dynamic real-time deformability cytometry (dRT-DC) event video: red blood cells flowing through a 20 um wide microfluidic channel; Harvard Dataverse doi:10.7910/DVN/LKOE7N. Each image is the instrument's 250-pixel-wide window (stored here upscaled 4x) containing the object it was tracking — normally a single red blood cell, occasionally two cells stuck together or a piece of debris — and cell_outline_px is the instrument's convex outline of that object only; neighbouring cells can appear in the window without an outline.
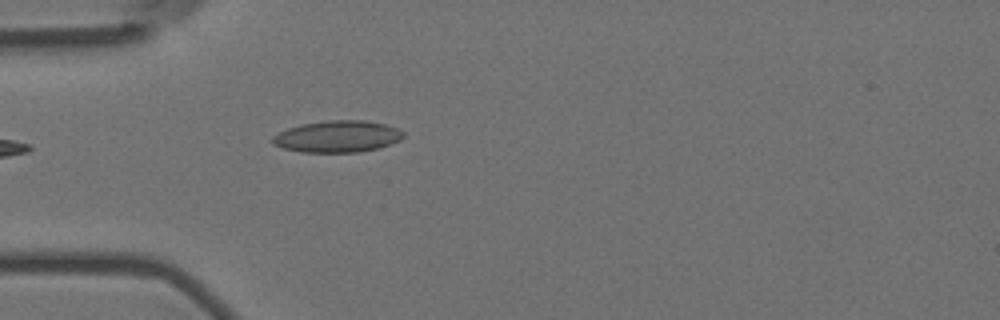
{"species": "Egyptian fruit bat (a non-hibernating species)", "species_latin": "Rousettus aegyptiacus", "temperature_condition": "room temperature", "stored_images_in_passage": 4, "camera_frame_rate_fps": 3000, "um_per_image_px": 0.085, "animal": {"sex": "female"}, "frame": {"image": 1, "passage_image": 4, "time_ms": 1.0, "image_size_px": [1000, 320], "cell_outline_px": [[404, 136], [400, 140], [376, 148], [360, 152], [300, 152], [284, 148], [272, 144], [272, 136], [288, 128], [300, 124], [328, 120], [364, 120], [384, 124], [396, 128], [404, 132]], "centroid_in_image_um": [28.66, 11.6], "position_along_channel_um": 56.3, "area_um2": 24.04}}